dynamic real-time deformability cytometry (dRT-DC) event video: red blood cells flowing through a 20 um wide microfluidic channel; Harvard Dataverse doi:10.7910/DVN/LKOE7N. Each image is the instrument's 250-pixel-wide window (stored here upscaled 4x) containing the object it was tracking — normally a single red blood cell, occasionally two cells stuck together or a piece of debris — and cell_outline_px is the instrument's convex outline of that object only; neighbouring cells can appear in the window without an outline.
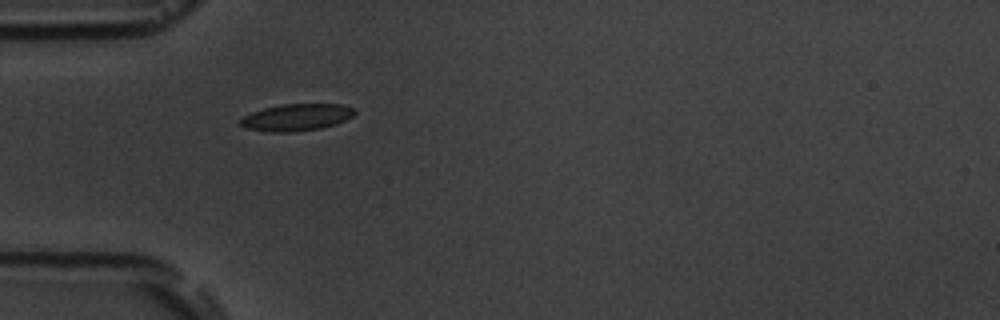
{"species": "common noctule bat (a hibernating species)", "species_latin": "Nyctalus noctula", "temperature_condition": "room temperature", "stored_images_in_passage": 3, "camera_frame_rate_fps": 3000, "um_per_image_px": 0.085, "animal": {"sex": "male", "body_mass_g": 19.5, "forearm_length_mm": 54.6}, "frame": {"image": 1, "passage_image": 1, "time_ms": 0.0, "image_size_px": [1000, 320], "cell_outline_px": [[356, 112], [352, 116], [336, 124], [320, 128], [288, 132], [272, 132], [244, 128], [240, 124], [240, 120], [244, 116], [252, 112], [264, 108], [280, 104], [340, 104], [356, 108]], "centroid_in_image_um": [25.21, 9.96], "position_along_channel_um": 59.8, "area_um2": 17.86}}
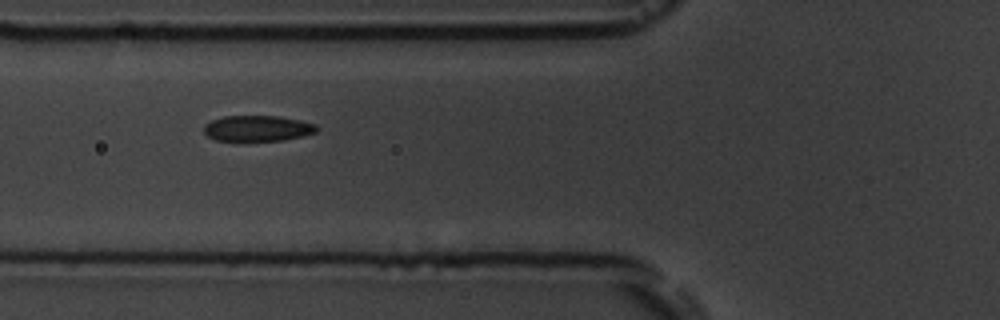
{"frame": {"image": 2, "passage_image": 2, "time_ms": 1.333, "image_size_px": [1000, 320], "cell_outline_px": [[320, 128], [316, 132], [304, 136], [284, 140], [216, 140], [208, 136], [204, 132], [204, 124], [212, 120], [224, 116], [280, 116], [300, 120], [316, 124]], "centroid_in_image_um": [21.93, 10.9], "position_along_channel_um": 103.9, "area_um2": 16.94}}
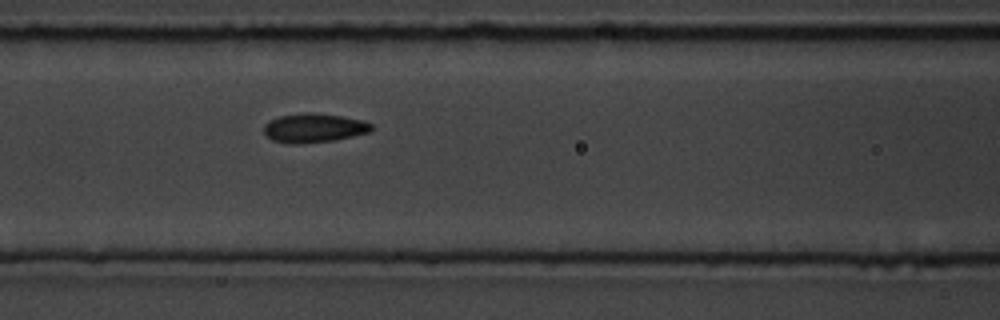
{"frame": {"image": 3, "passage_image": 3, "time_ms": 2.333, "image_size_px": [1000, 320], "cell_outline_px": [[372, 132], [336, 140], [300, 144], [288, 144], [272, 140], [264, 132], [264, 124], [280, 116], [300, 112], [312, 112], [340, 116], [364, 120], [372, 124]], "centroid_in_image_um": [26.71, 10.88], "position_along_channel_um": 139.9, "area_um2": 18.44}}